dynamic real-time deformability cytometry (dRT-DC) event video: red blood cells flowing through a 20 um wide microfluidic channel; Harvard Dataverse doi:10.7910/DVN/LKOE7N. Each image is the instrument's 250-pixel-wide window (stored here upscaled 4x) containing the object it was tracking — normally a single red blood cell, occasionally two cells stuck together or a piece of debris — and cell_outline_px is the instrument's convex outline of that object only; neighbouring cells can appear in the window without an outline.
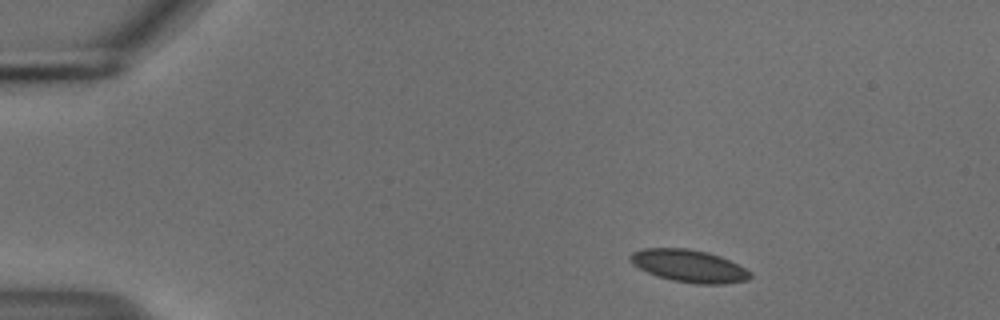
{"species": "common noctule bat (a hibernating species)", "species_latin": "Nyctalus noctula", "temperature_condition": "cold", "stored_images_in_passage": 47, "camera_frame_rate_fps": 3000, "um_per_image_px": 0.085, "animal": {"sex": "male", "body_mass_g": 18.8}, "frame": {"image": 1, "passage_image": 1, "time_ms": 0.0, "image_size_px": [1000, 320], "cell_outline_px": [[752, 276], [748, 280], [724, 284], [696, 284], [672, 280], [648, 272], [632, 264], [628, 256], [632, 252], [644, 248], [688, 248], [708, 252], [720, 256], [752, 272]], "centroid_in_image_um": [58.57, 22.6], "position_along_channel_um": 26.4, "area_um2": 22.6}}
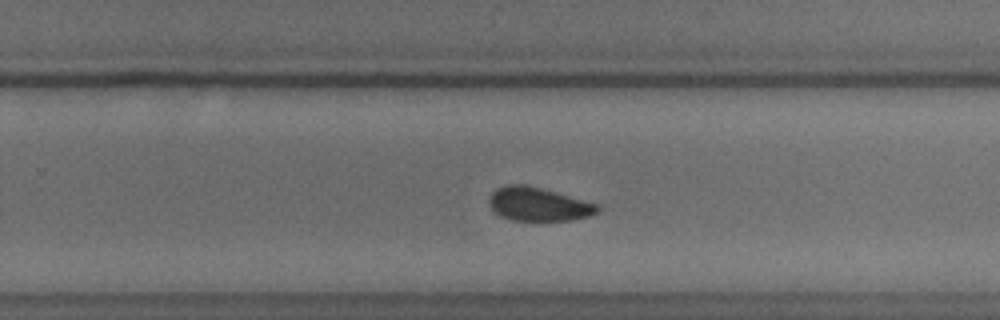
{"frame": {"image": 2, "passage_image": 28, "time_ms": 9.0, "image_size_px": [1000, 320], "cell_outline_px": [[600, 212], [588, 216], [568, 220], [512, 220], [500, 216], [488, 204], [488, 200], [492, 192], [496, 188], [508, 184], [524, 184], [556, 192], [600, 204]], "centroid_in_image_um": [45.77, 17.35], "position_along_channel_um": 284.0, "area_um2": 21.21}}
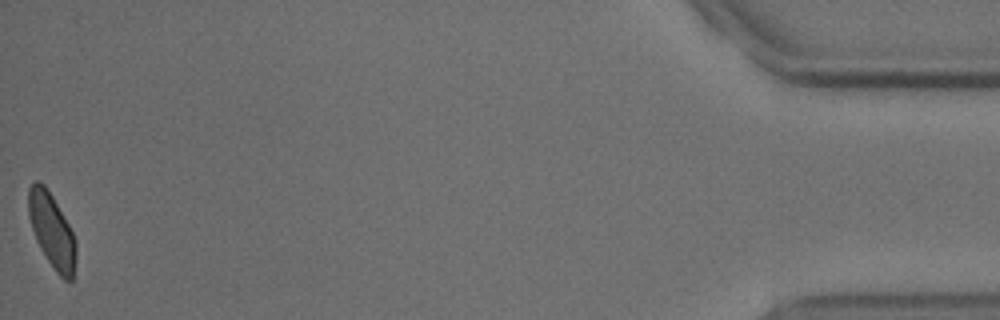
{"frame": {"image": 3, "passage_image": 47, "time_ms": 15.333, "image_size_px": [1000, 320], "cell_outline_px": [[76, 260], [72, 280], [64, 280], [56, 272], [40, 248], [36, 240], [28, 216], [28, 188], [36, 180], [44, 184], [52, 196], [68, 224], [72, 232], [76, 244]], "centroid_in_image_um": [4.4, 19.61], "position_along_channel_um": 430.8, "area_um2": 20.35}, "authors_computed_cell_mechanics": {"area_um2": 21.964, "velocity_mm_per_s": 3.7085, "shape_relaxation_time_tau1_ms": 6.1344, "shape_relaxation_time_tau2_ms": 3.4305, "deformation_change_tau1": 0.1037, "deformation_change_tau2": 0.069}}